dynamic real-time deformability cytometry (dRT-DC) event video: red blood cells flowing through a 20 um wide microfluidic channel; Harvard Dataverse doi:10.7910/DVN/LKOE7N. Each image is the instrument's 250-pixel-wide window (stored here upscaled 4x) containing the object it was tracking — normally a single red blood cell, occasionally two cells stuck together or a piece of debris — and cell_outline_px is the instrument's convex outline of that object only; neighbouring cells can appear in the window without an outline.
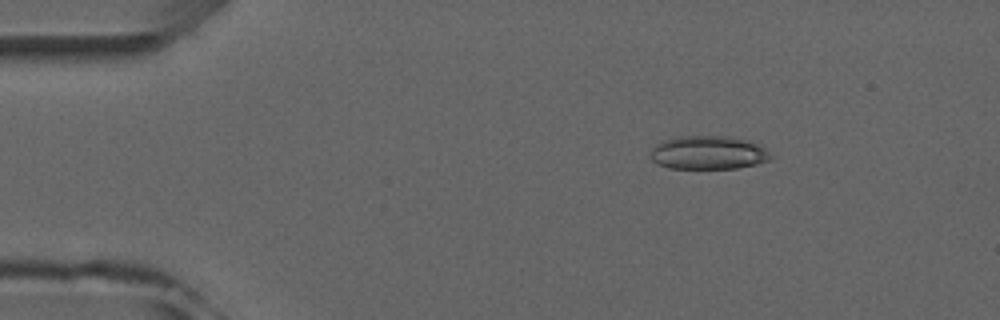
{"species": "common noctule bat (a hibernating species)", "species_latin": "Nyctalus noctula", "temperature_condition": "room temperature", "stored_images_in_passage": 5, "camera_frame_rate_fps": 3000, "um_per_image_px": 0.085, "animal": {"sex": "male", "forearm_length_mm": 52.5}, "frame": {"image": 1, "passage_image": 3, "time_ms": 2.333, "image_size_px": [1000, 320], "cell_outline_px": [[772, 156], [768, 160], [756, 164], [736, 168], [668, 168], [656, 164], [652, 160], [652, 148], [656, 144], [664, 140], [676, 136], [728, 136], [748, 140], [764, 148]], "centroid_in_image_um": [60.18, 12.97], "position_along_channel_um": 24.8, "area_um2": 23.35}}